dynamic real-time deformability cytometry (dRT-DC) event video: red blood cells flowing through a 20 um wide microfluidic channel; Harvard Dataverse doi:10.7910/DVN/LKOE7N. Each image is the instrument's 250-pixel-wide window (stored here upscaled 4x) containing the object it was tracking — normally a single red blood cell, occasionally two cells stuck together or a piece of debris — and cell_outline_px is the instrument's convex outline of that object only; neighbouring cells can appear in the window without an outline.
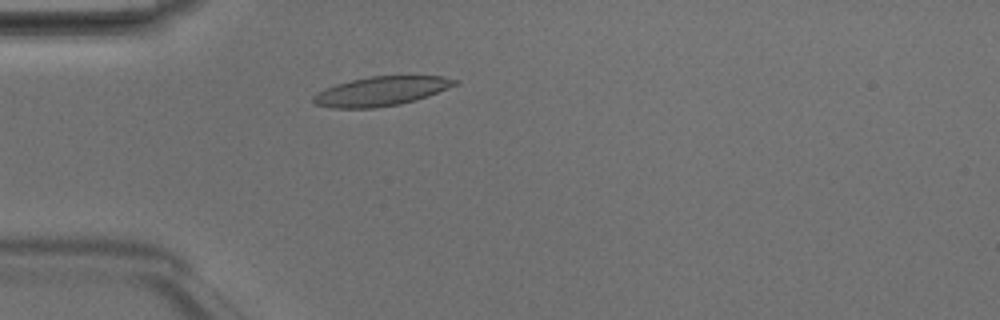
{"species": "Egyptian fruit bat (a non-hibernating species)", "species_latin": "Rousettus aegyptiacus", "temperature_condition": "room temperature", "stored_images_in_passage": 45, "camera_frame_rate_fps": 3000, "um_per_image_px": 0.085, "animal": {"sex": "male"}, "frame": {"image": 1, "passage_image": 10, "time_ms": 3.0, "image_size_px": [1000, 320], "cell_outline_px": [[460, 84], [428, 96], [416, 100], [400, 104], [376, 108], [332, 108], [316, 104], [312, 100], [312, 96], [316, 92], [324, 88], [336, 84], [352, 80], [372, 76], [444, 76], [460, 80]], "centroid_in_image_um": [32.43, 7.75], "position_along_channel_um": 52.6, "area_um2": 24.33}}
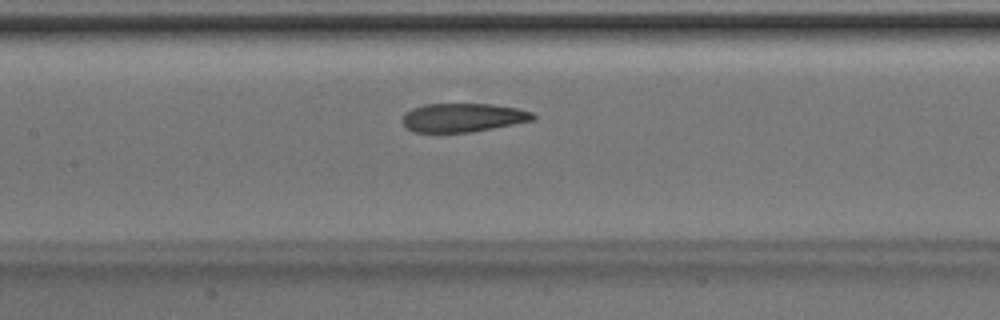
{"frame": {"image": 2, "passage_image": 19, "time_ms": 6.0, "image_size_px": [1000, 320], "cell_outline_px": [[536, 120], [492, 128], [468, 132], [412, 132], [400, 120], [404, 112], [412, 108], [424, 104], [488, 104], [516, 108], [532, 112], [536, 116]], "centroid_in_image_um": [39.31, 9.99], "position_along_channel_um": 168.1, "area_um2": 21.85}}
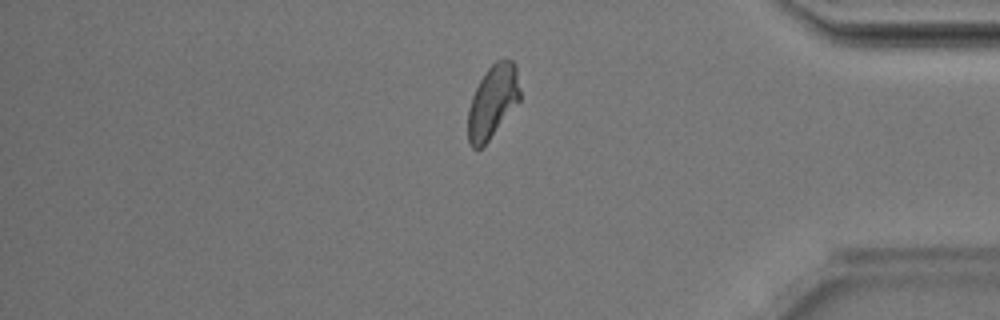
{"frame": {"image": 3, "passage_image": 37, "time_ms": 12.0, "image_size_px": [1000, 320], "cell_outline_px": [[520, 100], [488, 140], [476, 152], [468, 144], [468, 108], [472, 96], [480, 80], [488, 68], [496, 60], [504, 56], [512, 60], [516, 64], [520, 92]], "centroid_in_image_um": [41.87, 8.6], "position_along_channel_um": 393.3, "area_um2": 22.2}, "authors_computed_cell_mechanics": {"area_um2": 22.9466, "velocity_mm_per_s": 4.1765, "shape_relaxation_time_tau1_ms": 3.8994, "shape_relaxation_time_tau2_ms": 1.6339, "deformation_change_tau1": 0.1745, "deformation_change_tau2": 0.0981}}